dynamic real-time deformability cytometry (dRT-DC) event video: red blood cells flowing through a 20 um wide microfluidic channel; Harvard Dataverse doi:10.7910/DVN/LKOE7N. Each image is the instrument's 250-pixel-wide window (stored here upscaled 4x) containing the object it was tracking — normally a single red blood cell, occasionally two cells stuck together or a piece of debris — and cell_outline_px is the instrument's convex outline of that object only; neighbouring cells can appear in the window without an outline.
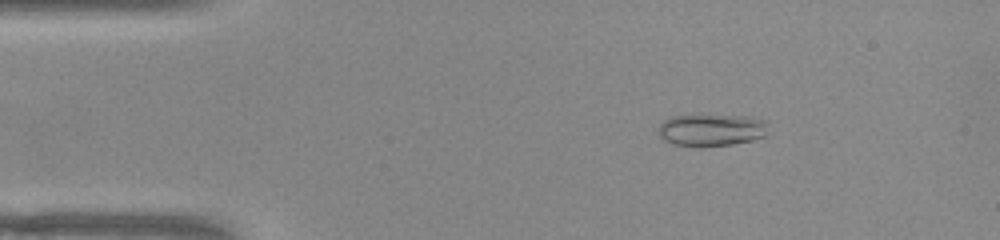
{"species": "common noctule bat (a hibernating species)", "species_latin": "Nyctalus noctula", "temperature_condition": "warm", "stored_images_in_passage": 51, "camera_frame_rate_fps": 3000, "um_per_image_px": 0.085, "animal": {"sex": "female", "body_mass_g": 22.0, "forearm_length_mm": 56.7}, "frame": {"image": 1, "passage_image": 8, "time_ms": 2.333, "image_size_px": [1000, 240], "cell_outline_px": [[768, 124], [764, 136], [752, 140], [732, 144], [700, 148], [672, 144], [664, 140], [660, 136], [660, 124], [664, 120], [672, 116], [748, 116], [764, 120]], "centroid_in_image_um": [60.46, 11.08], "position_along_channel_um": 24.5, "area_um2": 20.52}}
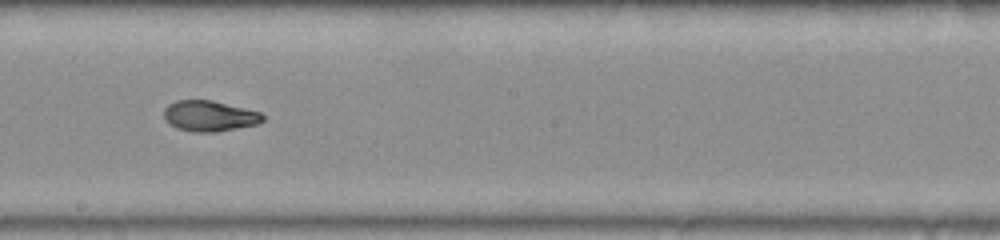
{"frame": {"image": 2, "passage_image": 28, "time_ms": 9.0, "image_size_px": [1000, 240], "cell_outline_px": [[264, 120], [256, 124], [216, 132], [196, 132], [176, 128], [168, 124], [164, 120], [164, 108], [168, 104], [176, 100], [212, 100], [260, 112], [264, 116]], "centroid_in_image_um": [17.75, 9.85], "position_along_channel_um": 230.4, "area_um2": 17.69}}
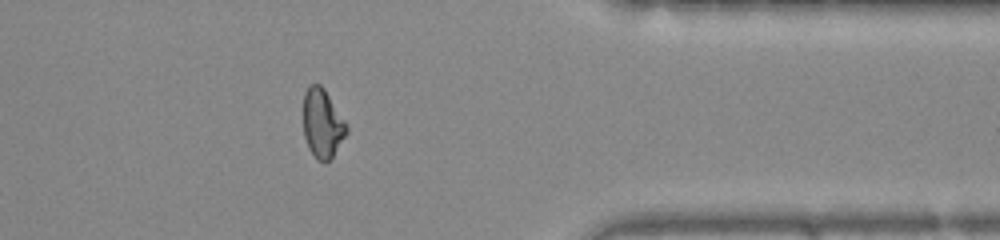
{"frame": {"image": 3, "passage_image": 41, "time_ms": 13.333, "image_size_px": [1000, 240], "cell_outline_px": [[348, 132], [332, 156], [324, 164], [316, 160], [308, 148], [304, 136], [304, 92], [308, 84], [320, 84], [324, 88], [348, 124]], "centroid_in_image_um": [27.41, 10.49], "position_along_channel_um": 384.0, "area_um2": 17.57}, "authors_computed_cell_mechanics": {"area_um2": 18.2648, "velocity_mm_per_s": 3.9462, "shape_relaxation_time_tau1_ms": 6.2507, "shape_relaxation_time_tau2_ms": 1.2684, "deformation_change_tau1": 0.2476, "deformation_change_tau2": 0.0632}}